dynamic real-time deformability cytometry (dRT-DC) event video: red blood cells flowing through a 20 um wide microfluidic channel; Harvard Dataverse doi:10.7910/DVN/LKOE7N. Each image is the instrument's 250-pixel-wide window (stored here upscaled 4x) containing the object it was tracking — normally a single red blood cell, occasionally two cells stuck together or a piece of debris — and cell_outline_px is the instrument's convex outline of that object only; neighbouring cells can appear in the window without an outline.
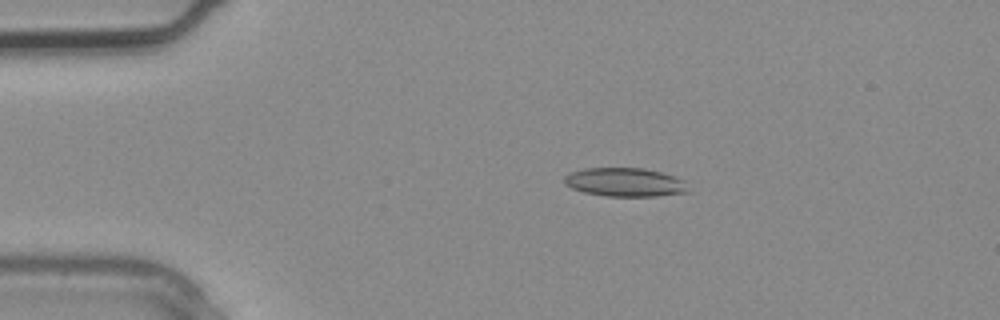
{"species": "common noctule bat (a hibernating species)", "species_latin": "Nyctalus noctula", "temperature_condition": "warm", "stored_images_in_passage": 2, "camera_frame_rate_fps": 3000, "um_per_image_px": 0.085, "animal": {"sex": "male", "body_mass_g": 20.4}, "frame": {"image": 1, "passage_image": 1, "time_ms": 0.0, "image_size_px": [1000, 320], "cell_outline_px": [[692, 192], [656, 196], [604, 196], [584, 192], [572, 188], [564, 184], [564, 176], [568, 172], [584, 168], [644, 168], [660, 172], [684, 180]], "centroid_in_image_um": [53.12, 15.49], "position_along_channel_um": 31.9, "area_um2": 20.92}}